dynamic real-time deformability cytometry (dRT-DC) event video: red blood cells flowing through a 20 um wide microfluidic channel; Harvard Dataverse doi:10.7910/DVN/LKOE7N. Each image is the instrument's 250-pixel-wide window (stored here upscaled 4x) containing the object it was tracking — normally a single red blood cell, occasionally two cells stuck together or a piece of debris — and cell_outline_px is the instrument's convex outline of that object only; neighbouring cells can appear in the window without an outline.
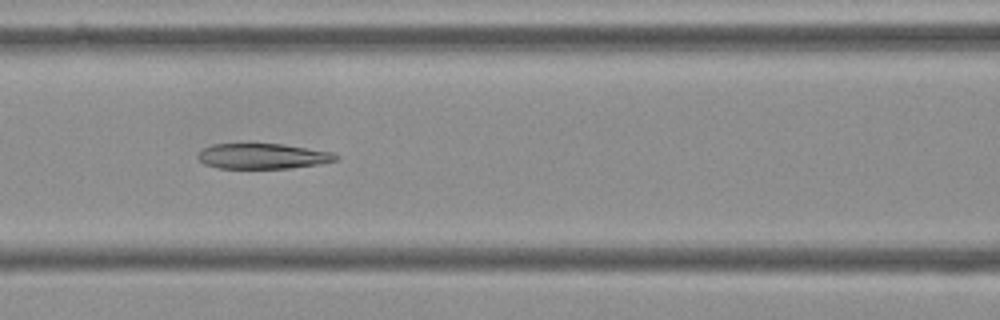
{"species": "Egyptian fruit bat (a non-hibernating species)", "species_latin": "Rousettus aegyptiacus", "temperature_condition": "cold", "stored_images_in_passage": 10, "camera_frame_rate_fps": 3000, "um_per_image_px": 0.085, "frame": {"image": 1, "passage_image": 7, "time_ms": 2.0, "image_size_px": [1000, 320], "cell_outline_px": [[340, 160], [320, 164], [292, 168], [220, 168], [204, 164], [196, 156], [204, 148], [212, 144], [280, 144], [332, 152], [340, 156]], "centroid_in_image_um": [22.37, 13.28], "position_along_channel_um": 144.2, "area_um2": 20.35}}
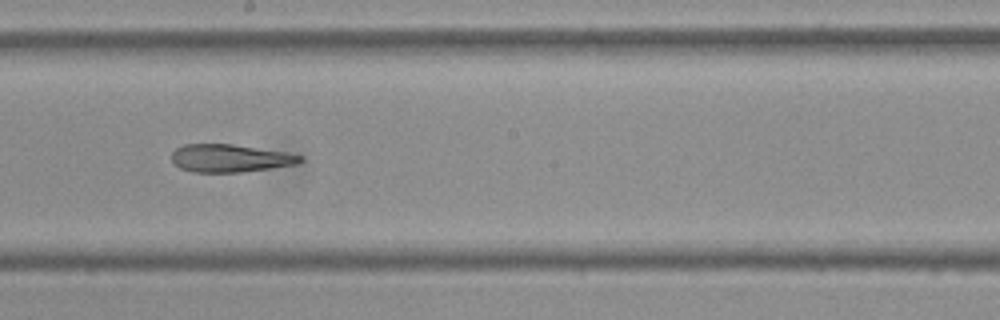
{"frame": {"image": 2, "passage_image": 9, "time_ms": 2.667, "image_size_px": [1000, 320], "cell_outline_px": [[304, 160], [296, 164], [272, 168], [240, 172], [192, 172], [180, 168], [172, 164], [172, 152], [176, 148], [184, 144], [232, 144], [284, 152], [304, 156]], "centroid_in_image_um": [19.53, 13.45], "position_along_channel_um": 228.7, "area_um2": 20.87}}
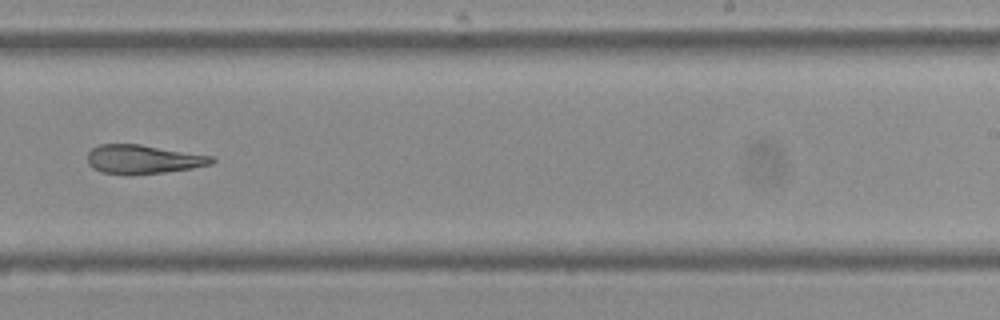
{"frame": {"image": 3, "passage_image": 10, "time_ms": 3.0, "image_size_px": [1000, 320], "cell_outline_px": [[216, 160], [212, 164], [192, 168], [164, 172], [100, 172], [92, 168], [88, 164], [88, 152], [92, 148], [100, 144], [140, 144], [212, 156]], "centroid_in_image_um": [12.17, 13.5], "position_along_channel_um": 276.8, "area_um2": 20.23}}